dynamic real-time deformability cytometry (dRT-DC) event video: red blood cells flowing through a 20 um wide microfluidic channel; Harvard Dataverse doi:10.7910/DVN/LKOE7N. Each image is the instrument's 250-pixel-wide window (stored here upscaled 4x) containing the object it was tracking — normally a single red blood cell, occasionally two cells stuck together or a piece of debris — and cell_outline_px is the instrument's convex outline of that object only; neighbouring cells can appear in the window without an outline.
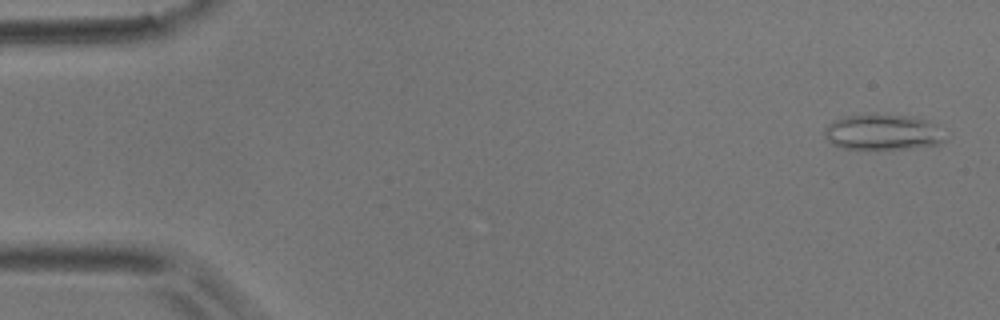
{"species": "common noctule bat (a hibernating species)", "species_latin": "Nyctalus noctula", "temperature_condition": "room temperature", "stored_images_in_passage": 5, "camera_frame_rate_fps": 3000, "um_per_image_px": 0.085, "animal": {"sex": "male", "body_mass_g": 17.9}, "frame": {"image": 1, "passage_image": 1, "time_ms": 0.0, "image_size_px": [1000, 320], "cell_outline_px": [[944, 140], [940, 144], [912, 148], [844, 148], [832, 144], [824, 136], [824, 128], [828, 124], [844, 116], [876, 112], [912, 116], [928, 120], [936, 124]], "centroid_in_image_um": [75.01, 11.19], "position_along_channel_um": 10.0, "area_um2": 25.26}}